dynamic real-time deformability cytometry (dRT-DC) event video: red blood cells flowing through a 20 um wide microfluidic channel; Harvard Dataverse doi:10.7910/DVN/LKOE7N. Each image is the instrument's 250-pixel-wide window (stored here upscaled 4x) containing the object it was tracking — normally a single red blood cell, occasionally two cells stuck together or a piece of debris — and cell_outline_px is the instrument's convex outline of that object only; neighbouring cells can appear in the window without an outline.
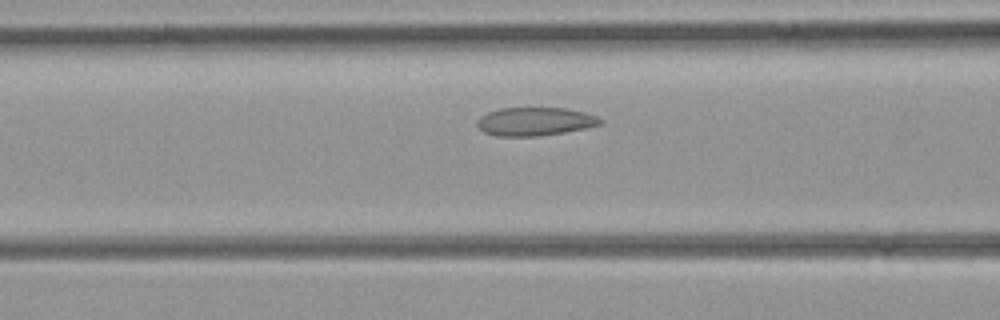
{"species": "common noctule bat (a hibernating species)", "species_latin": "Nyctalus noctula", "temperature_condition": "room temperature", "stored_images_in_passage": 27, "camera_frame_rate_fps": 3000, "um_per_image_px": 0.085, "animal": {"sex": "female", "body_mass_g": 21.9}, "frame": {"image": 1, "passage_image": 9, "time_ms": 2.667, "image_size_px": [1000, 320], "cell_outline_px": [[604, 124], [564, 132], [536, 136], [496, 136], [484, 132], [476, 124], [476, 120], [480, 116], [488, 112], [500, 108], [564, 108], [584, 112], [596, 116], [604, 120]], "centroid_in_image_um": [45.46, 10.32], "position_along_channel_um": 121.1, "area_um2": 20.35}}
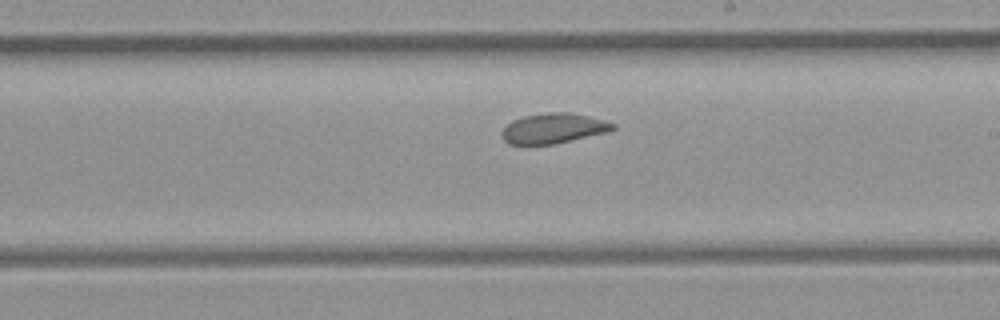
{"frame": {"image": 2, "passage_image": 17, "time_ms": 5.333, "image_size_px": [1000, 320], "cell_outline_px": [[616, 128], [608, 132], [556, 144], [508, 144], [504, 140], [500, 132], [512, 120], [524, 116], [548, 112], [568, 112], [588, 116], [616, 124]], "centroid_in_image_um": [47.04, 10.91], "position_along_channel_um": 242.0, "area_um2": 19.48}}
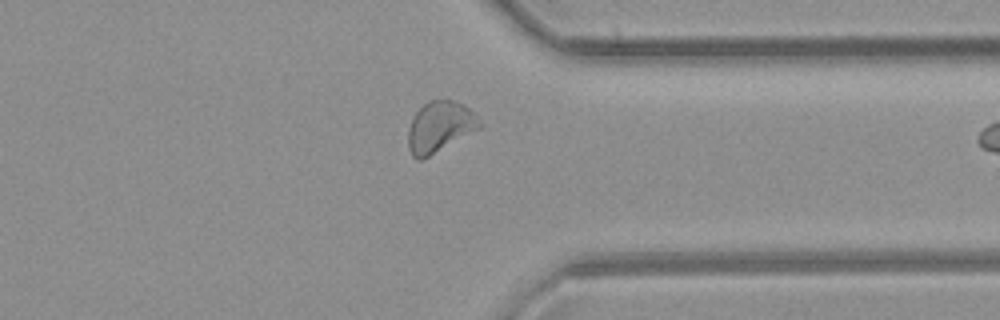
{"frame": {"image": 3, "passage_image": 26, "time_ms": 8.333, "image_size_px": [1000, 320], "cell_outline_px": [[480, 128], [428, 156], [420, 160], [416, 160], [412, 156], [408, 148], [408, 128], [412, 116], [428, 100], [452, 100], [464, 104], [476, 116], [480, 124]], "centroid_in_image_um": [37.33, 10.77], "position_along_channel_um": 374.1, "area_um2": 20.87}}